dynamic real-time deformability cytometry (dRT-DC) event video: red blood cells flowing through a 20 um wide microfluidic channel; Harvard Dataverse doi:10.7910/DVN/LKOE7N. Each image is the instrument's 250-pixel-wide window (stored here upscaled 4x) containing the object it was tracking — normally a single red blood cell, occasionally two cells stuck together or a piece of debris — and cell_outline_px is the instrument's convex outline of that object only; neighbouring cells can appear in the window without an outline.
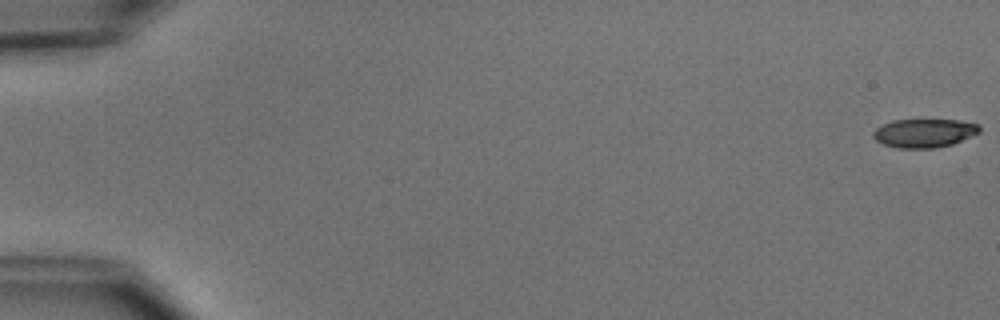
{"species": "common noctule bat (a hibernating species)", "species_latin": "Nyctalus noctula", "temperature_condition": "cold", "stored_images_in_passage": 17, "camera_frame_rate_fps": 3000, "um_per_image_px": 0.085, "animal": {"sex": "male", "body_mass_g": 15.6}, "frame": {"image": 1, "passage_image": 1, "time_ms": 0.0, "image_size_px": [1000, 320], "cell_outline_px": [[980, 132], [972, 136], [952, 144], [936, 148], [896, 148], [884, 144], [876, 140], [872, 136], [872, 132], [876, 128], [892, 120], [960, 120], [980, 124]], "centroid_in_image_um": [78.57, 11.31], "position_along_channel_um": 6.4, "area_um2": 17.8}}
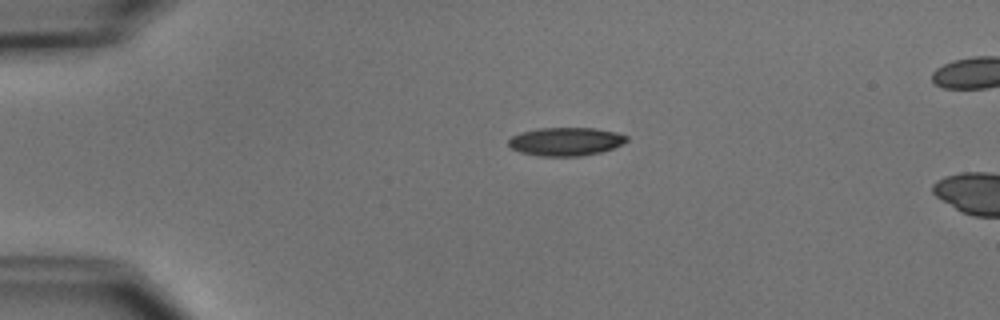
{"frame": {"image": 2, "passage_image": 13, "time_ms": 4.0, "image_size_px": [1000, 320], "cell_outline_px": [[628, 140], [612, 148], [600, 152], [580, 156], [536, 156], [520, 152], [512, 148], [508, 144], [508, 140], [512, 136], [520, 132], [536, 128], [596, 128], [616, 132], [628, 136]], "centroid_in_image_um": [48.06, 12.02], "position_along_channel_um": 36.9, "area_um2": 19.54}}